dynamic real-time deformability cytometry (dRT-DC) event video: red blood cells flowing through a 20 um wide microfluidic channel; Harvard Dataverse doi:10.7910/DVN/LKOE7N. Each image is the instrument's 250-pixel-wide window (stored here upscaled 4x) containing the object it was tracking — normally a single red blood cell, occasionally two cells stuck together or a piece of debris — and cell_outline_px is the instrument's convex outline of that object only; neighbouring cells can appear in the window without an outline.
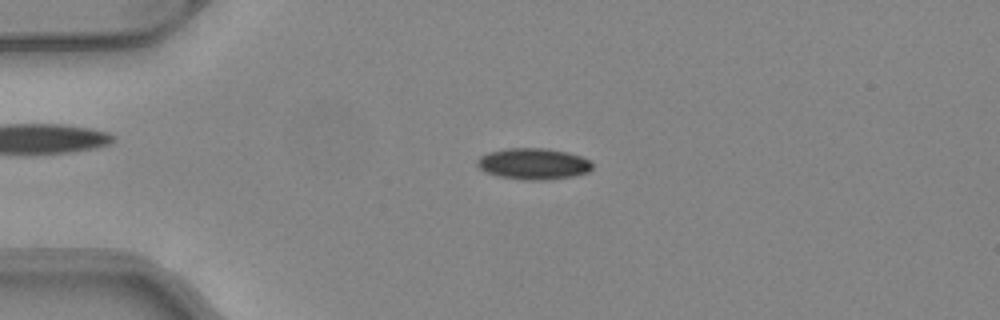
{"species": "common noctule bat (a hibernating species)", "species_latin": "Nyctalus noctula", "temperature_condition": "warm", "stored_images_in_passage": 39, "camera_frame_rate_fps": 3000, "um_per_image_px": 0.085, "animal": {"sex": "female", "body_mass_g": 24.6, "forearm_length_mm": 56.2}, "frame": {"image": 1, "passage_image": 1, "time_ms": 0.0, "image_size_px": [1000, 320], "cell_outline_px": [[592, 168], [588, 172], [572, 176], [544, 180], [524, 180], [500, 176], [484, 172], [476, 164], [476, 160], [480, 156], [488, 152], [508, 148], [544, 148], [568, 152], [580, 156], [588, 160], [592, 164]], "centroid_in_image_um": [45.31, 13.92], "position_along_channel_um": 39.7, "area_um2": 20.92}}
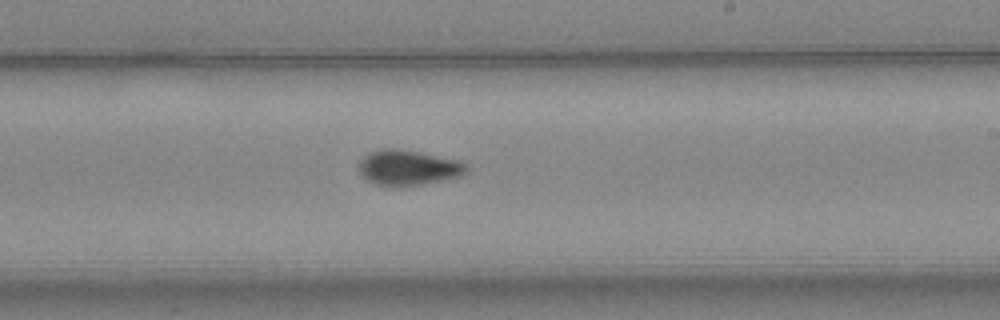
{"frame": {"image": 2, "passage_image": 19, "time_ms": 6.0, "image_size_px": [1000, 320], "cell_outline_px": [[472, 168], [464, 176], [424, 184], [396, 188], [388, 188], [376, 184], [368, 180], [360, 172], [360, 160], [368, 152], [380, 148], [400, 148], [460, 160], [468, 164]], "centroid_in_image_um": [34.77, 14.26], "position_along_channel_um": 254.2, "area_um2": 22.95}}
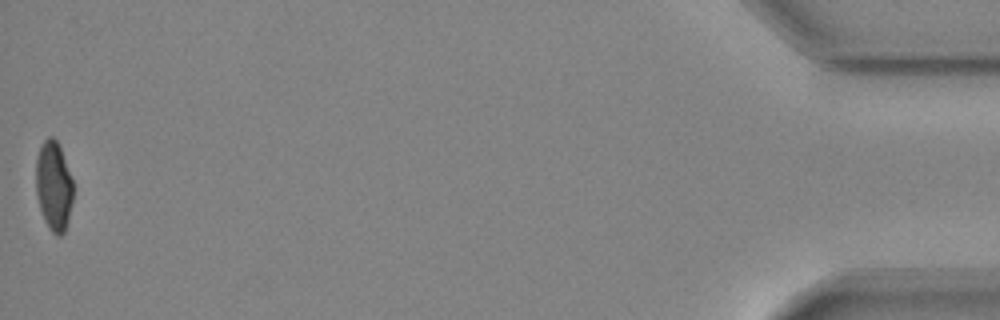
{"frame": {"image": 3, "passage_image": 39, "time_ms": 12.667, "image_size_px": [1000, 320], "cell_outline_px": [[72, 200], [68, 220], [64, 232], [60, 236], [56, 236], [48, 228], [44, 220], [40, 208], [36, 192], [36, 156], [44, 140], [48, 136], [52, 136], [56, 140], [60, 148], [72, 180]], "centroid_in_image_um": [4.54, 15.82], "position_along_channel_um": 430.7, "area_um2": 19.19}, "authors_computed_cell_mechanics": {"area_um2": 21.0392, "velocity_mm_per_s": 4.1325, "shape_relaxation_time_tau1_ms": 7.168, "shape_relaxation_time_tau2_ms": 2.1416, "deformation_change_tau1": 0.1758, "deformation_change_tau2": 0.0674}}